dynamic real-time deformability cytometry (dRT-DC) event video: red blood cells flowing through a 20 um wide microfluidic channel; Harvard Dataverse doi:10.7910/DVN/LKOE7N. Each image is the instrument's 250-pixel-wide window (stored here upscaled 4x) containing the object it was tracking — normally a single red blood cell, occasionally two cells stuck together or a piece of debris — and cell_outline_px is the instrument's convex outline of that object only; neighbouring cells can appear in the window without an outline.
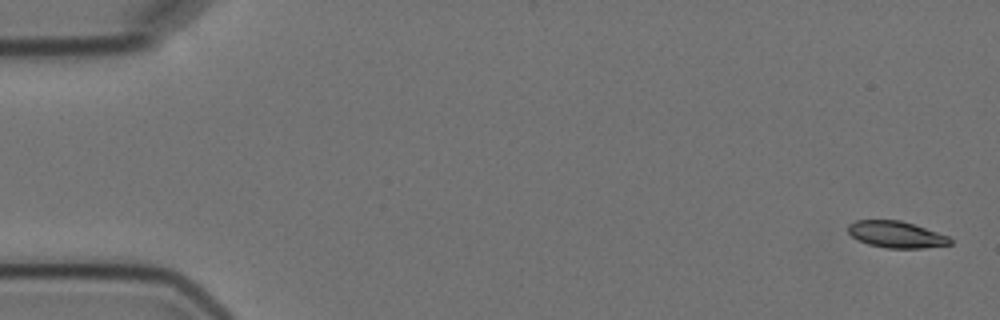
{"species": "Egyptian fruit bat (a non-hibernating species)", "species_latin": "Rousettus aegyptiacus", "temperature_condition": "cold", "stored_images_in_passage": 6, "camera_frame_rate_fps": 3000, "um_per_image_px": 0.085, "animal": {"sex": "female"}, "frame": {"image": 1, "passage_image": 1, "time_ms": 0.0, "image_size_px": [1000, 320], "cell_outline_px": [[952, 244], [924, 248], [888, 248], [868, 244], [852, 236], [848, 232], [848, 224], [856, 220], [900, 220], [948, 236], [952, 240]], "centroid_in_image_um": [76.17, 19.93], "position_along_channel_um": 8.8, "area_um2": 15.61}}
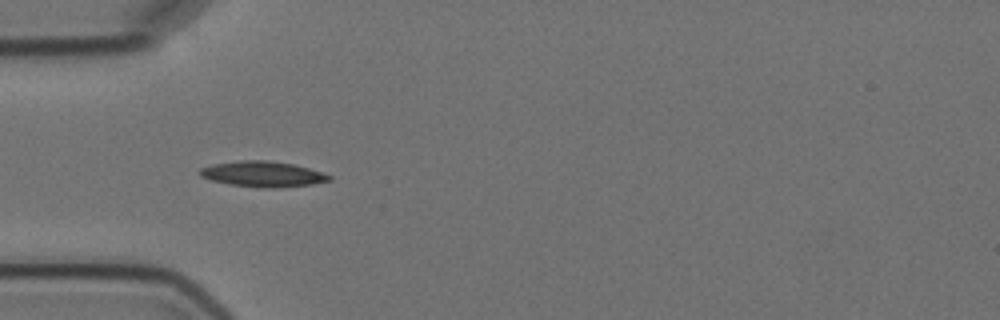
{"frame": {"image": 2, "passage_image": 5, "time_ms": 5.333, "image_size_px": [1000, 320], "cell_outline_px": [[332, 180], [312, 184], [276, 188], [260, 188], [232, 184], [212, 180], [200, 176], [200, 168], [212, 164], [240, 160], [268, 160], [296, 164], [332, 176]], "centroid_in_image_um": [22.35, 14.79], "position_along_channel_um": 62.6, "area_um2": 19.25}}
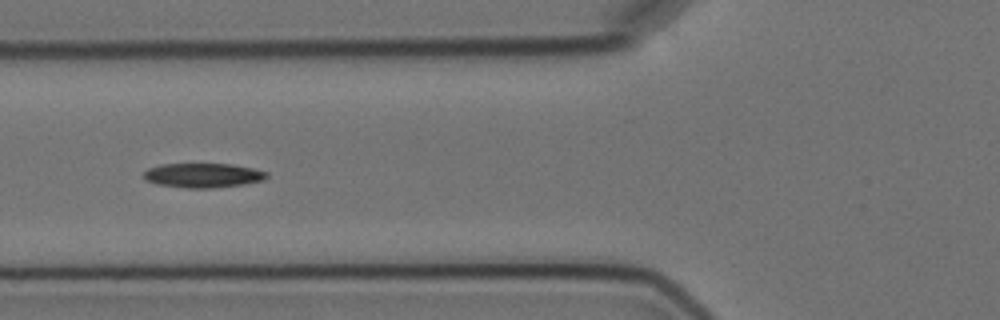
{"frame": {"image": 3, "passage_image": 6, "time_ms": 6.667, "image_size_px": [1000, 320], "cell_outline_px": [[268, 176], [264, 180], [244, 184], [212, 188], [188, 188], [156, 184], [144, 180], [144, 172], [148, 168], [160, 164], [232, 164], [252, 168], [268, 172]], "centroid_in_image_um": [17.25, 14.9], "position_along_channel_um": 108.6, "area_um2": 17.57}}